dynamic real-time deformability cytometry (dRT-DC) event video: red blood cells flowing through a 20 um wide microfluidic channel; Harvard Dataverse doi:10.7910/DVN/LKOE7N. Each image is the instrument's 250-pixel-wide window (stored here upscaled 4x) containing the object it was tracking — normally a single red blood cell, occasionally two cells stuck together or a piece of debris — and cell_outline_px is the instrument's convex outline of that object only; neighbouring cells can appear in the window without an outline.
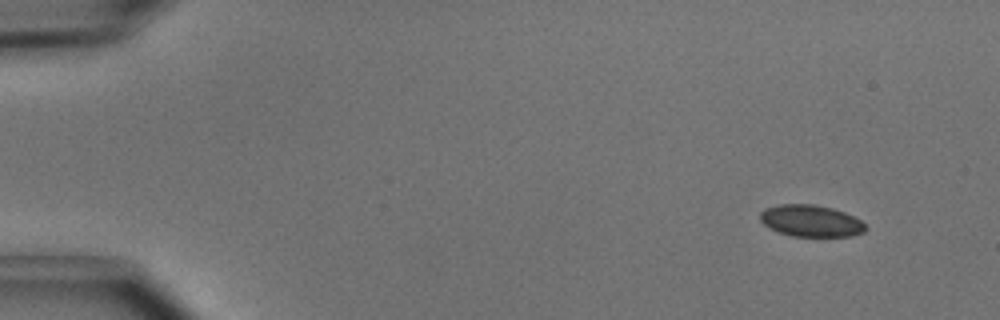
{"species": "common noctule bat (a hibernating species)", "species_latin": "Nyctalus noctula", "temperature_condition": "cold", "stored_images_in_passage": 47, "camera_frame_rate_fps": 3000, "um_per_image_px": 0.085, "animal": {"sex": "male", "body_mass_g": 15.6}, "frame": {"image": 1, "passage_image": 1, "time_ms": 0.0, "image_size_px": [1000, 320], "cell_outline_px": [[868, 228], [864, 232], [852, 236], [792, 236], [780, 232], [764, 224], [760, 220], [760, 212], [764, 208], [780, 204], [812, 204], [832, 208], [844, 212], [860, 220]], "centroid_in_image_um": [68.93, 18.77], "position_along_channel_um": 16.1, "area_um2": 19.36}}
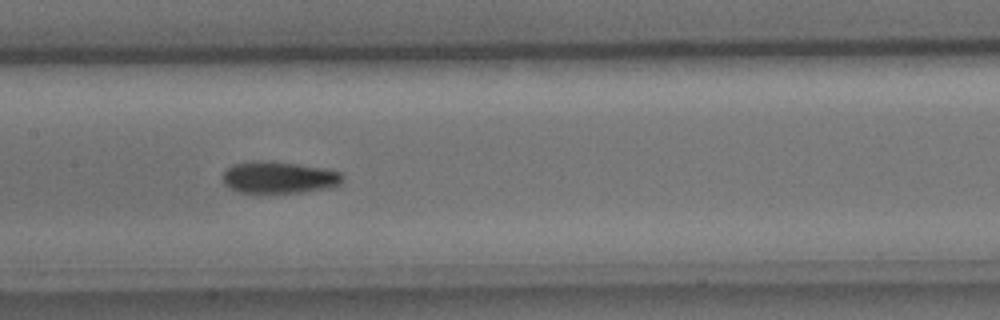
{"frame": {"image": 2, "passage_image": 22, "time_ms": 7.0, "image_size_px": [1000, 320], "cell_outline_px": [[344, 180], [340, 184], [328, 188], [300, 192], [240, 192], [228, 188], [224, 184], [224, 172], [232, 164], [260, 160], [296, 164], [320, 168], [340, 172], [344, 176]], "centroid_in_image_um": [23.71, 15.08], "position_along_channel_um": 183.7, "area_um2": 21.91}}
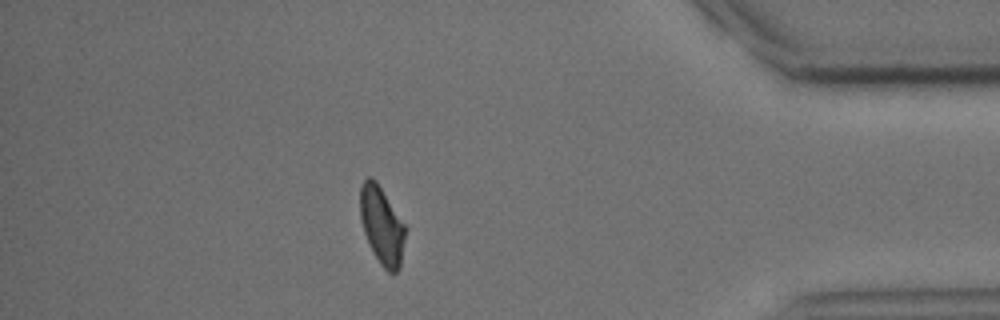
{"frame": {"image": 3, "passage_image": 41, "time_ms": 13.333, "image_size_px": [1000, 320], "cell_outline_px": [[404, 240], [400, 268], [396, 272], [388, 272], [380, 264], [364, 232], [360, 216], [360, 188], [364, 180], [368, 176], [372, 176], [376, 180], [404, 224]], "centroid_in_image_um": [32.44, 19.14], "position_along_channel_um": 402.8, "area_um2": 19.94}, "authors_computed_cell_mechanics": {"area_um2": 21.7906, "velocity_mm_per_s": 4.0152, "shape_relaxation_time_tau1_ms": 3.8929, "shape_relaxation_time_tau2_ms": 3.999, "deformation_change_tau1": 0.1004, "deformation_change_tau2": 0.1056}}